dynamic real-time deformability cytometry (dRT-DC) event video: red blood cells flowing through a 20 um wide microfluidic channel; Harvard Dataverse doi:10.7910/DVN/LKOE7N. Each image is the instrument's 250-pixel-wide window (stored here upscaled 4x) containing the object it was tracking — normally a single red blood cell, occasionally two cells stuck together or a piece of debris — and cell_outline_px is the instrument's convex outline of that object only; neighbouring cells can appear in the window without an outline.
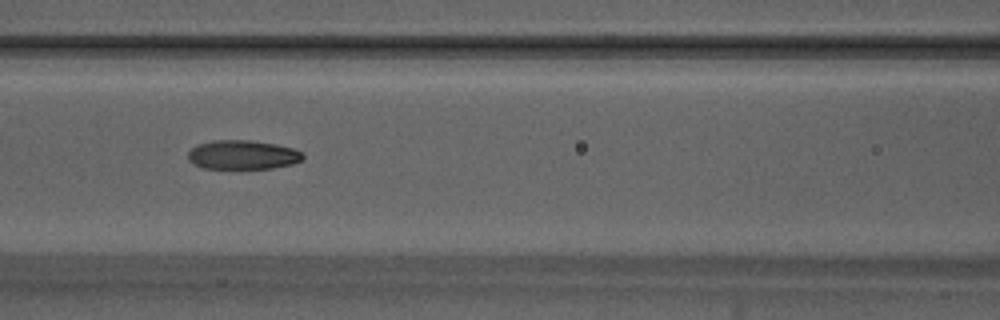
{"species": "Egyptian fruit bat (a non-hibernating species)", "species_latin": "Rousettus aegyptiacus", "temperature_condition": "warm", "stored_images_in_passage": 53, "camera_frame_rate_fps": 3000, "um_per_image_px": 0.085, "animal": {"sex": "male"}, "frame": {"image": 1, "passage_image": 23, "time_ms": 7.333, "image_size_px": [1000, 320], "cell_outline_px": [[304, 156], [300, 160], [292, 164], [272, 168], [204, 168], [188, 160], [188, 152], [196, 144], [212, 140], [248, 140], [276, 144], [292, 148], [300, 152]], "centroid_in_image_um": [20.59, 13.15], "position_along_channel_um": 146.0, "area_um2": 19.31}}
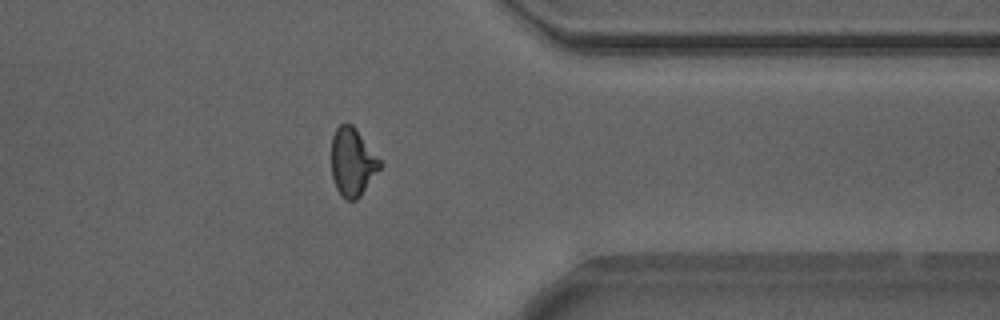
{"frame": {"image": 2, "passage_image": 42, "time_ms": 13.667, "image_size_px": [1000, 320], "cell_outline_px": [[384, 164], [360, 196], [356, 200], [348, 200], [336, 188], [332, 176], [332, 136], [336, 128], [340, 124], [352, 124], [356, 128]], "centroid_in_image_um": [29.98, 13.76], "position_along_channel_um": 381.4, "area_um2": 19.19}}
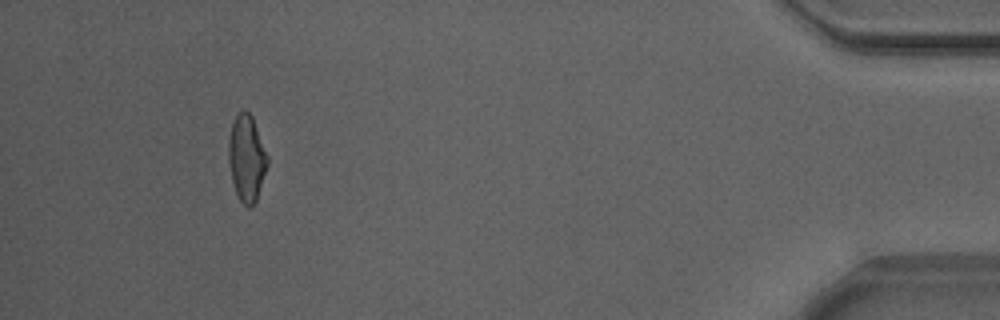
{"frame": {"image": 3, "passage_image": 49, "time_ms": 16.0, "image_size_px": [1000, 320], "cell_outline_px": [[268, 164], [256, 200], [248, 208], [240, 200], [236, 192], [232, 180], [228, 160], [228, 140], [232, 124], [236, 116], [244, 108], [252, 116], [268, 156]], "centroid_in_image_um": [20.96, 13.42], "position_along_channel_um": 414.2, "area_um2": 19.36}}